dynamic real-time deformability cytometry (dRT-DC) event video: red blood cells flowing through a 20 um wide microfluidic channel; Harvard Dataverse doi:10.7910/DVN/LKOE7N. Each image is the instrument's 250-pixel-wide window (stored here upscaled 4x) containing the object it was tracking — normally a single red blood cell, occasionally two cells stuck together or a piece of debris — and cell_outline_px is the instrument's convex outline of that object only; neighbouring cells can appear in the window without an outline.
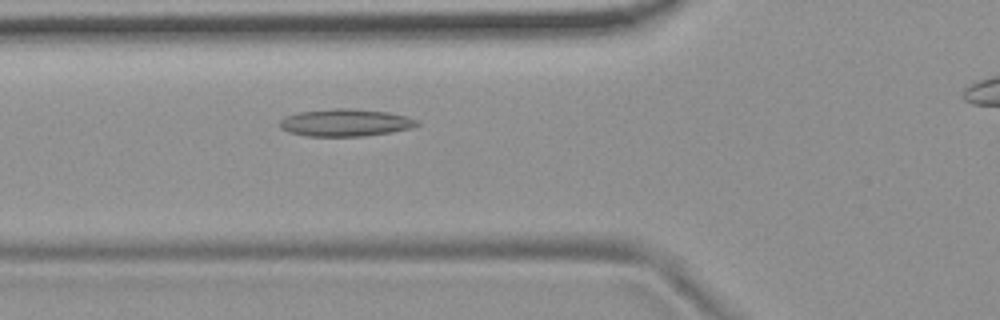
{"species": "common noctule bat (a hibernating species)", "species_latin": "Nyctalus noctula", "temperature_condition": "room temperature", "stored_images_in_passage": 48, "camera_frame_rate_fps": 3000, "um_per_image_px": 0.085, "animal": {"sex": "female", "body_mass_g": 19.9}, "frame": {"image": 1, "passage_image": 19, "time_ms": 6.0, "image_size_px": [1000, 320], "cell_outline_px": [[420, 124], [412, 128], [392, 132], [364, 136], [308, 136], [288, 132], [280, 128], [280, 120], [288, 116], [300, 112], [336, 108], [352, 108], [388, 112], [408, 116], [420, 120]], "centroid_in_image_um": [29.43, 10.42], "position_along_channel_um": 96.4, "area_um2": 21.96}}
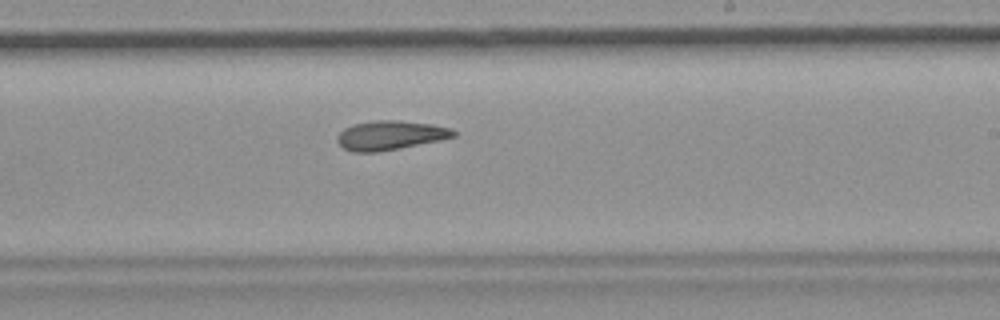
{"frame": {"image": 2, "passage_image": 32, "time_ms": 10.333, "image_size_px": [1000, 320], "cell_outline_px": [[456, 136], [440, 140], [400, 148], [376, 152], [352, 152], [344, 148], [336, 140], [336, 136], [344, 128], [352, 124], [376, 120], [400, 120], [432, 124], [452, 128], [456, 132]], "centroid_in_image_um": [33.17, 11.49], "position_along_channel_um": 255.8, "area_um2": 19.88}}
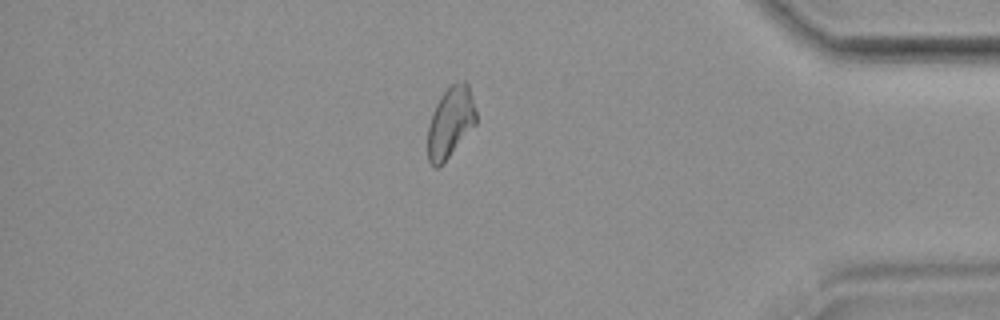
{"frame": {"image": 3, "passage_image": 46, "time_ms": 15.0, "image_size_px": [1000, 320], "cell_outline_px": [[476, 124], [444, 164], [440, 168], [436, 168], [428, 160], [428, 124], [432, 112], [440, 96], [456, 80], [464, 80], [468, 84], [476, 112]], "centroid_in_image_um": [38.28, 10.41], "position_along_channel_um": 396.9, "area_um2": 20.17}, "authors_computed_cell_mechanics": {"area_um2": 20.2878, "velocity_mm_per_s": 3.6892, "shape_relaxation_time_tau1_ms": null, "shape_relaxation_time_tau2_ms": 2.686, "deformation_change_tau1": null, "deformation_change_tau2": 0.0874}}